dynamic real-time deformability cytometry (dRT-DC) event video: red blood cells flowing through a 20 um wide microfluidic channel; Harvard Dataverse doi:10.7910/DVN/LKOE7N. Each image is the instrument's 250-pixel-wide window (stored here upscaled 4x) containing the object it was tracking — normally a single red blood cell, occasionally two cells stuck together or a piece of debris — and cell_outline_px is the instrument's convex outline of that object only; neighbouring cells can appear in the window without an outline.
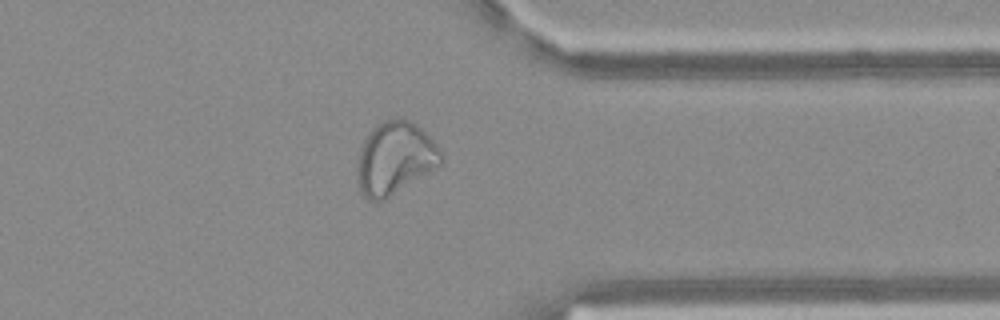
{"species": "Egyptian fruit bat (a non-hibernating species)", "species_latin": "Rousettus aegyptiacus", "temperature_condition": "warm", "stored_images_in_passage": 35, "camera_frame_rate_fps": 3000, "um_per_image_px": 0.085, "frame": {"image": 1, "passage_image": 30, "time_ms": 9.667, "image_size_px": [1000, 320], "cell_outline_px": [[444, 156], [440, 164], [384, 200], [368, 200], [360, 192], [356, 172], [356, 168], [360, 148], [368, 132], [376, 124], [384, 120], [408, 120], [416, 124], [440, 148]], "centroid_in_image_um": [33.53, 13.45], "position_along_channel_um": 377.9, "area_um2": 35.03}}